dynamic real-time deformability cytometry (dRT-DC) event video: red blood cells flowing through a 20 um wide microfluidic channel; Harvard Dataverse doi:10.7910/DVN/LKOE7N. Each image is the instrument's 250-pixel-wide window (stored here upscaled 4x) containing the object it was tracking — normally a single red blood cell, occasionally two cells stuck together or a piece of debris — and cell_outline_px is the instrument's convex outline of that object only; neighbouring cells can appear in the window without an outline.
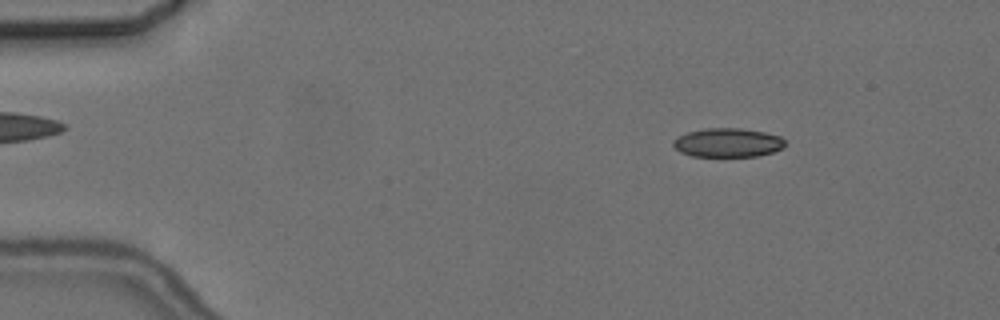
{"species": "common noctule bat (a hibernating species)", "species_latin": "Nyctalus noctula", "temperature_condition": "cold", "stored_images_in_passage": 8, "camera_frame_rate_fps": 3000, "um_per_image_px": 0.085, "animal": {"sex": "female", "body_mass_g": 24.6, "forearm_length_mm": 56.2}, "frame": {"image": 1, "passage_image": 2, "time_ms": 1.333, "image_size_px": [1000, 320], "cell_outline_px": [[788, 144], [784, 148], [772, 152], [756, 156], [692, 156], [680, 152], [672, 144], [672, 140], [688, 132], [704, 128], [740, 128], [764, 132], [780, 136]], "centroid_in_image_um": [61.88, 12.12], "position_along_channel_um": 23.1, "area_um2": 18.9}}
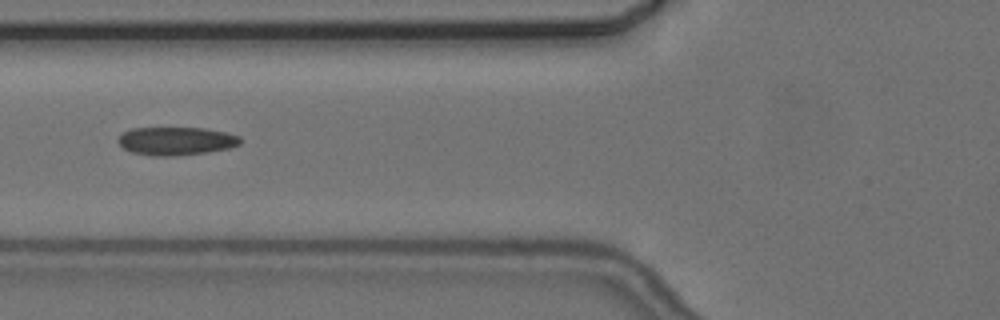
{"frame": {"image": 2, "passage_image": 6, "time_ms": 6.0, "image_size_px": [1000, 320], "cell_outline_px": [[240, 144], [228, 148], [208, 152], [176, 156], [152, 156], [132, 152], [124, 148], [116, 140], [124, 132], [132, 128], [204, 128], [228, 132], [240, 136]], "centroid_in_image_um": [14.98, 11.99], "position_along_channel_um": 110.8, "area_um2": 20.11}}
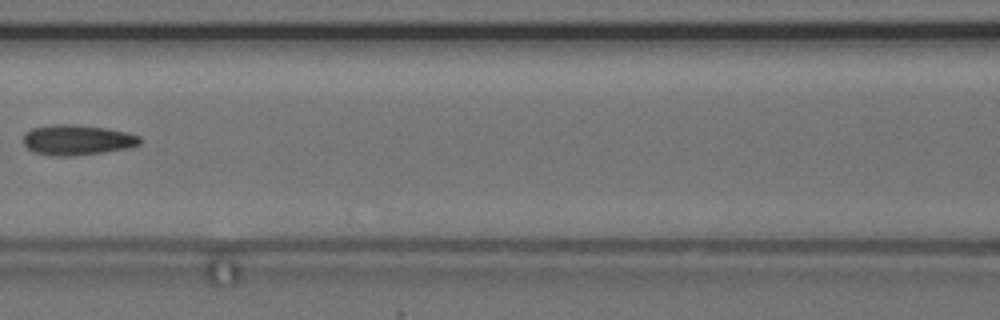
{"frame": {"image": 3, "passage_image": 7, "time_ms": 7.333, "image_size_px": [1000, 320], "cell_outline_px": [[140, 144], [128, 148], [72, 156], [52, 156], [32, 152], [24, 144], [24, 132], [32, 128], [52, 124], [72, 124], [104, 128], [124, 132], [140, 136]], "centroid_in_image_um": [6.5, 11.89], "position_along_channel_um": 160.1, "area_um2": 20.46}}